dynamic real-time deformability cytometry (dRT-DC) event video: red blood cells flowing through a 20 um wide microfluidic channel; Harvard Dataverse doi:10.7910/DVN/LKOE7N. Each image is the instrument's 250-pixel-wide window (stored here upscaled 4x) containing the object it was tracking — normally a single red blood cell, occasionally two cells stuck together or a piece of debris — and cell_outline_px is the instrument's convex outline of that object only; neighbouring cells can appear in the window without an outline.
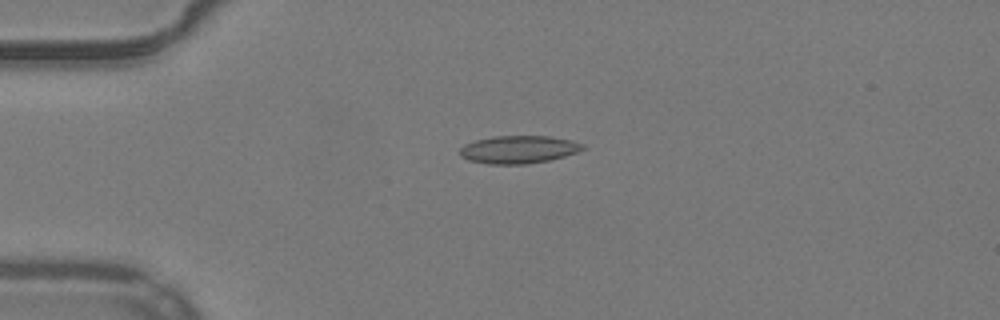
{"species": "common noctule bat (a hibernating species)", "species_latin": "Nyctalus noctula", "temperature_condition": "warm", "stored_images_in_passage": 42, "camera_frame_rate_fps": 3000, "um_per_image_px": 0.085, "animal": {"sex": "male", "body_mass_g": 19.2, "forearm_length_mm": 51.8}, "frame": {"image": 1, "passage_image": 3, "time_ms": 0.667, "image_size_px": [1000, 320], "cell_outline_px": [[584, 148], [576, 152], [564, 156], [548, 160], [528, 164], [488, 164], [468, 160], [460, 156], [460, 148], [464, 144], [476, 140], [492, 136], [548, 136], [572, 140], [584, 144]], "centroid_in_image_um": [44.05, 12.7], "position_along_channel_um": 40.9, "area_um2": 19.88}}
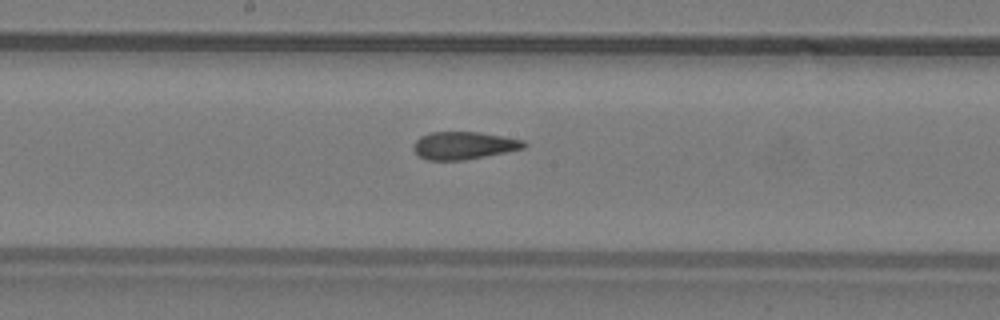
{"frame": {"image": 2, "passage_image": 18, "time_ms": 5.667, "image_size_px": [1000, 320], "cell_outline_px": [[528, 144], [524, 148], [464, 160], [428, 160], [420, 156], [412, 148], [412, 144], [420, 136], [428, 132], [480, 132], [524, 140]], "centroid_in_image_um": [39.39, 12.35], "position_along_channel_um": 208.8, "area_um2": 17.74}}
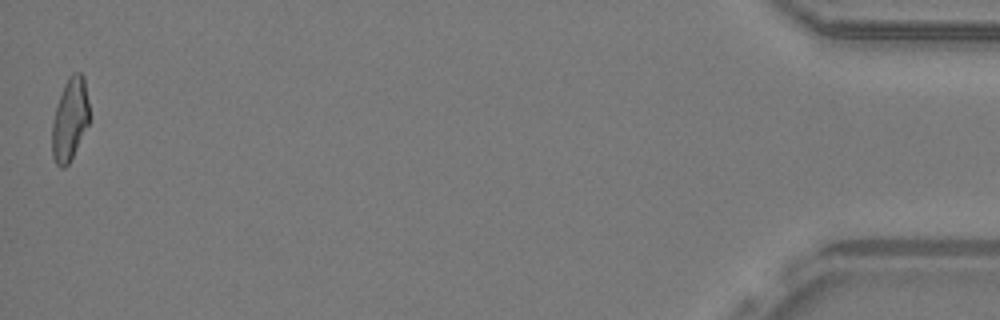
{"frame": {"image": 3, "passage_image": 42, "time_ms": 13.667, "image_size_px": [1000, 320], "cell_outline_px": [[88, 124], [68, 164], [64, 168], [60, 168], [56, 164], [52, 156], [52, 124], [56, 108], [64, 84], [68, 76], [72, 72], [80, 72], [84, 76], [88, 100]], "centroid_in_image_um": [5.93, 10.12], "position_along_channel_um": 429.3, "area_um2": 17.69}, "authors_computed_cell_mechanics": {"area_um2": 18.4382, "velocity_mm_per_s": 3.9525, "shape_relaxation_time_tau1_ms": null, "shape_relaxation_time_tau2_ms": 2.2263, "deformation_change_tau1": null, "deformation_change_tau2": 0.1166}}